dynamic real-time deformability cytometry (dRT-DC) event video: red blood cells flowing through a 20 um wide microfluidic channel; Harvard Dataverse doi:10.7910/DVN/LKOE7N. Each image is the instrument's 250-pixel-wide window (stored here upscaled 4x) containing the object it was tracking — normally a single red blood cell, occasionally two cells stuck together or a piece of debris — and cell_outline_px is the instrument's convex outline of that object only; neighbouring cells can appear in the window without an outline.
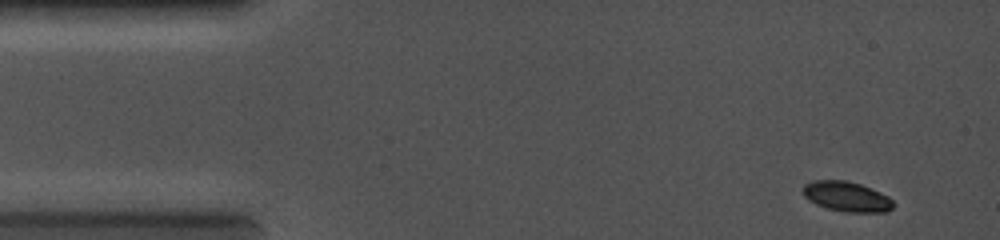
{"species": "common noctule bat (a hibernating species)", "species_latin": "Nyctalus noctula", "temperature_condition": "cold", "stored_images_in_passage": 26, "camera_frame_rate_fps": 5000, "um_per_image_px": 0.085, "animal": {"sex": "female", "body_mass_g": 19.0, "forearm_length_mm": 56.7}, "frame": {"image": 1, "passage_image": 1, "time_ms": 0.0, "image_size_px": [1000, 240], "cell_outline_px": [[896, 204], [888, 212], [844, 212], [828, 208], [816, 204], [808, 200], [804, 196], [804, 184], [812, 180], [844, 180], [860, 184], [880, 192], [888, 196]], "centroid_in_image_um": [71.99, 16.71], "position_along_channel_um": 13.0, "area_um2": 15.84}}
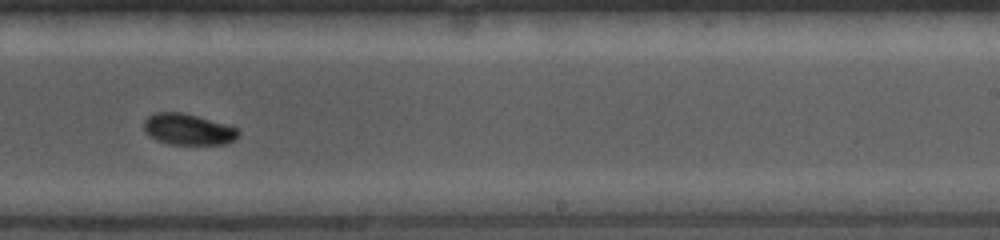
{"frame": {"image": 2, "passage_image": 13, "time_ms": 7.6, "image_size_px": [1000, 240], "cell_outline_px": [[240, 132], [236, 140], [228, 144], [168, 144], [156, 140], [148, 136], [144, 132], [144, 120], [148, 116], [156, 112], [184, 112], [240, 128]], "centroid_in_image_um": [16.01, 11.0], "position_along_channel_um": 273.0, "area_um2": 17.51}}
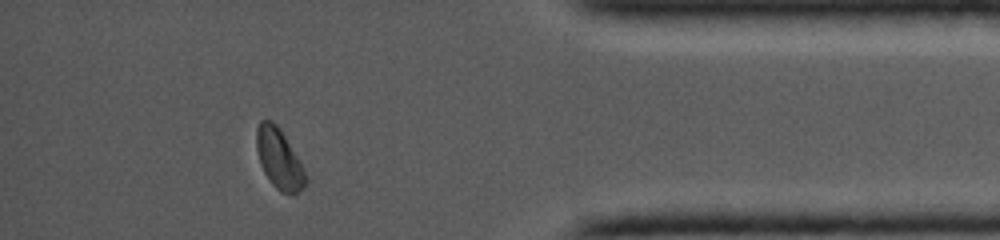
{"frame": {"image": 3, "passage_image": 23, "time_ms": 11.0, "image_size_px": [1000, 240], "cell_outline_px": [[308, 180], [304, 188], [292, 196], [280, 192], [272, 184], [264, 172], [260, 164], [256, 148], [256, 128], [260, 120], [272, 120], [280, 128], [308, 176]], "centroid_in_image_um": [23.73, 13.53], "position_along_channel_um": 411.5, "area_um2": 17.4}}